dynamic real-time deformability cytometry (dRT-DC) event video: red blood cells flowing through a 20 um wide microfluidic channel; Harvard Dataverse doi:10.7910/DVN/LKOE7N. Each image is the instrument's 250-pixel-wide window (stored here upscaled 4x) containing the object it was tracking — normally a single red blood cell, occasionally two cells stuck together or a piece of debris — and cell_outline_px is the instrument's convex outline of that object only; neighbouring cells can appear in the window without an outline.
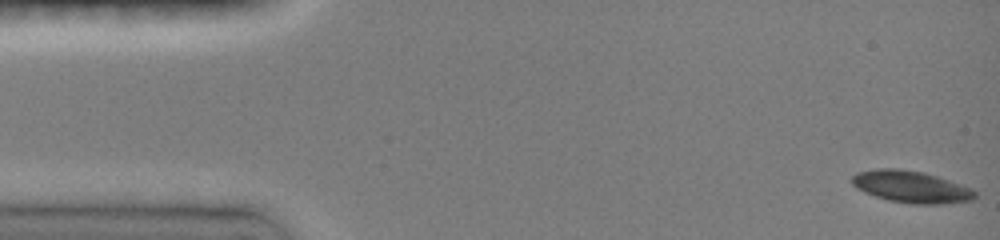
{"species": "common noctule bat (a hibernating species)", "species_latin": "Nyctalus noctula", "temperature_condition": "room temperature", "stored_images_in_passage": 5, "camera_frame_rate_fps": 3000, "um_per_image_px": 0.085, "animal": {"sex": "female", "body_mass_g": 19.0, "forearm_length_mm": 51.5}, "frame": {"image": 1, "passage_image": 1, "time_ms": 0.0, "image_size_px": [1000, 240], "cell_outline_px": [[976, 196], [972, 200], [944, 204], [912, 204], [888, 200], [864, 192], [856, 188], [852, 184], [852, 176], [856, 172], [876, 168], [900, 168], [924, 172], [972, 188], [976, 192]], "centroid_in_image_um": [77.43, 15.87], "position_along_channel_um": 7.6, "area_um2": 23.0}}